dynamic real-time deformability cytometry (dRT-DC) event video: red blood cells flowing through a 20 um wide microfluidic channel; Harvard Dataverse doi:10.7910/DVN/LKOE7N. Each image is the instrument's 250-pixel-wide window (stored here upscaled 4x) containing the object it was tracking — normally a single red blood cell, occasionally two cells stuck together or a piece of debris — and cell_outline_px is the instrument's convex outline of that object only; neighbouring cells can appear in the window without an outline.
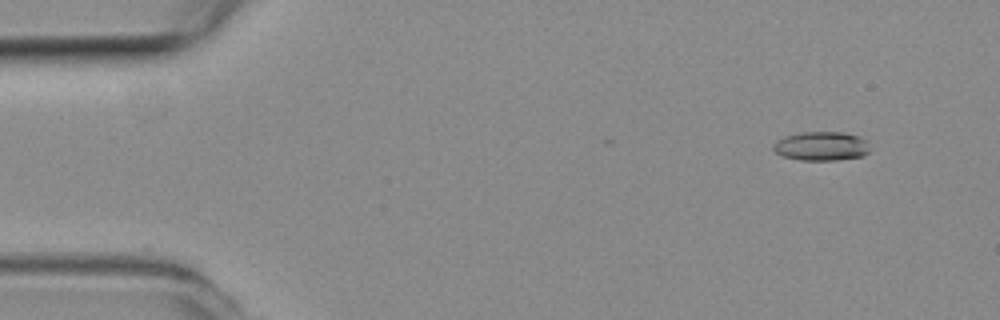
{"species": "common noctule bat (a hibernating species)", "species_latin": "Nyctalus noctula", "temperature_condition": "room temperature", "stored_images_in_passage": 39, "camera_frame_rate_fps": 3000, "um_per_image_px": 0.085, "animal": {"sex": "female", "body_mass_g": 19.3, "forearm_length_mm": 54.1}, "frame": {"image": 1, "passage_image": 1, "time_ms": 0.0, "image_size_px": [1000, 320], "cell_outline_px": [[868, 152], [864, 156], [836, 160], [800, 160], [784, 156], [776, 152], [772, 148], [772, 144], [776, 140], [784, 136], [804, 132], [844, 132], [860, 136], [868, 140]], "centroid_in_image_um": [69.83, 12.41], "position_along_channel_um": 15.2, "area_um2": 16.47}}
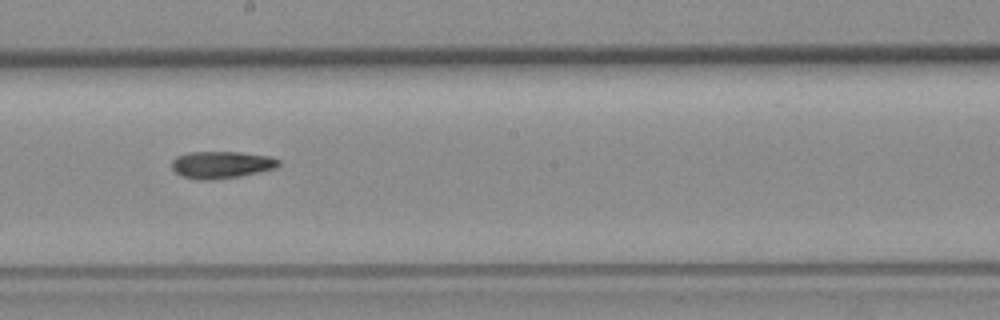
{"frame": {"image": 2, "passage_image": 26, "time_ms": 8.333, "image_size_px": [1000, 320], "cell_outline_px": [[280, 164], [276, 168], [260, 172], [240, 176], [212, 180], [200, 180], [184, 176], [176, 172], [172, 168], [172, 160], [176, 156], [188, 152], [240, 152], [268, 156], [280, 160]], "centroid_in_image_um": [18.83, 14.0], "position_along_channel_um": 229.4, "area_um2": 16.88}}
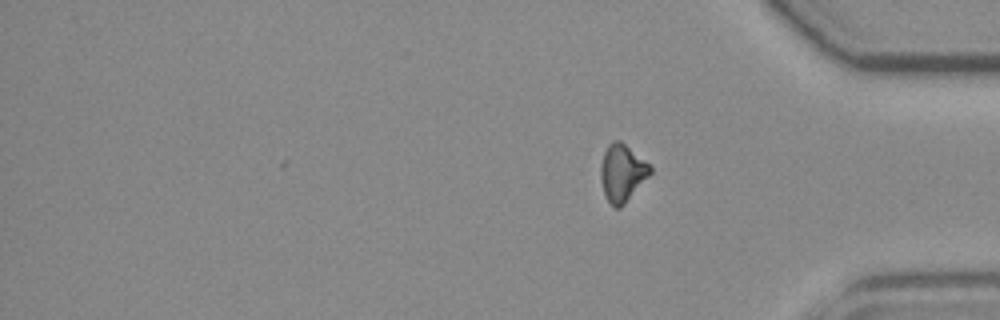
{"frame": {"image": 3, "passage_image": 39, "time_ms": 12.667, "image_size_px": [1000, 320], "cell_outline_px": [[652, 172], [624, 204], [620, 208], [616, 208], [608, 200], [604, 192], [600, 180], [600, 168], [604, 152], [608, 144], [612, 140], [620, 140], [648, 164], [652, 168]], "centroid_in_image_um": [52.86, 14.68], "position_along_channel_um": 382.3, "area_um2": 16.18}}